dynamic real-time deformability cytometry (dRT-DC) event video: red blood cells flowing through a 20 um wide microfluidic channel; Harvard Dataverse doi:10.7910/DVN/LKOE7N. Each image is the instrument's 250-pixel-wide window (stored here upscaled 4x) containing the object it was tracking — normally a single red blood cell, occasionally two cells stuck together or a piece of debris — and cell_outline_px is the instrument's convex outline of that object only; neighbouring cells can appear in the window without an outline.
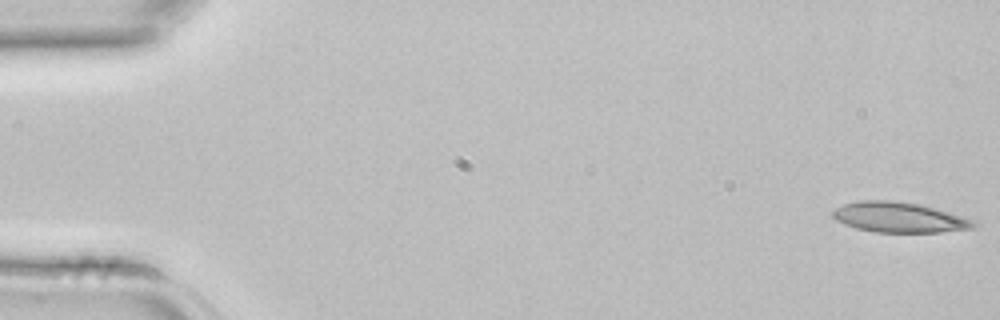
{"species": "common noctule bat (a hibernating species)", "species_latin": "Nyctalus noctula", "temperature_condition": "room temperature", "stored_images_in_passage": 4, "camera_frame_rate_fps": 3000, "um_per_image_px": 0.085, "animal": {"sex": "female", "body_mass_g": 22.7, "forearm_length_mm": 54.2}, "frame": {"image": 1, "passage_image": 1, "time_ms": 0.0, "image_size_px": [1000, 320], "cell_outline_px": [[980, 224], [972, 228], [940, 232], [876, 232], [856, 228], [844, 224], [836, 220], [832, 216], [832, 212], [836, 208], [844, 204], [860, 200], [892, 200], [916, 204], [936, 208], [972, 220]], "centroid_in_image_um": [76.4, 18.47], "position_along_channel_um": 8.6, "area_um2": 24.62}}
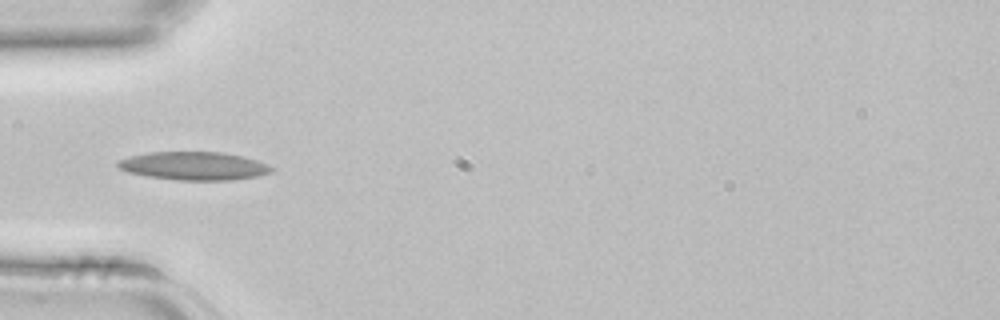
{"frame": {"image": 2, "passage_image": 4, "time_ms": 1.0, "image_size_px": [1000, 320], "cell_outline_px": [[276, 168], [272, 172], [256, 176], [232, 180], [176, 180], [148, 176], [128, 172], [120, 168], [116, 164], [116, 160], [148, 152], [224, 152], [244, 156], [268, 164]], "centroid_in_image_um": [16.51, 14.1], "position_along_channel_um": 68.5, "area_um2": 25.37}}